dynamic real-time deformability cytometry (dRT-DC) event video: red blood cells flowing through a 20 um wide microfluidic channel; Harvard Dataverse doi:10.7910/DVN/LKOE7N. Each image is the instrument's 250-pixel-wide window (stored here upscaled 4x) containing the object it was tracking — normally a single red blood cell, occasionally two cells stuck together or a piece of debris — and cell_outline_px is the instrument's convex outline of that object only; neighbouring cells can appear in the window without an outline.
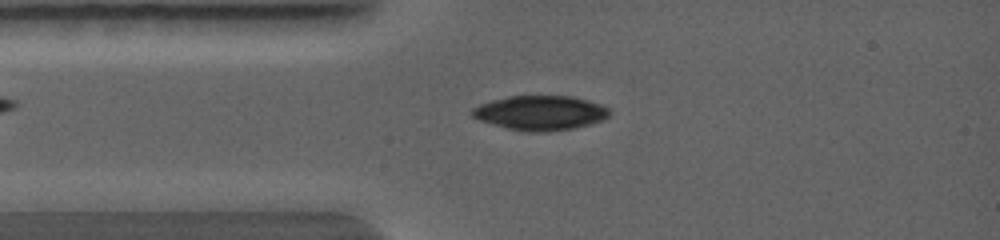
{"species": "common noctule bat (a hibernating species)", "species_latin": "Nyctalus noctula", "temperature_condition": "warm", "stored_images_in_passage": 3, "camera_frame_rate_fps": 5000, "um_per_image_px": 0.085, "animal": {"sex": "female", "body_mass_g": 19.0, "forearm_length_mm": 56.7}, "frame": {"image": 1, "passage_image": 3, "time_ms": 1.8, "image_size_px": [1000, 240], "cell_outline_px": [[612, 112], [608, 116], [600, 120], [568, 128], [512, 128], [480, 120], [472, 116], [472, 108], [480, 104], [492, 100], [508, 96], [572, 96], [588, 100], [600, 104], [608, 108]], "centroid_in_image_um": [45.93, 9.51], "position_along_channel_um": 39.1, "area_um2": 25.89}}